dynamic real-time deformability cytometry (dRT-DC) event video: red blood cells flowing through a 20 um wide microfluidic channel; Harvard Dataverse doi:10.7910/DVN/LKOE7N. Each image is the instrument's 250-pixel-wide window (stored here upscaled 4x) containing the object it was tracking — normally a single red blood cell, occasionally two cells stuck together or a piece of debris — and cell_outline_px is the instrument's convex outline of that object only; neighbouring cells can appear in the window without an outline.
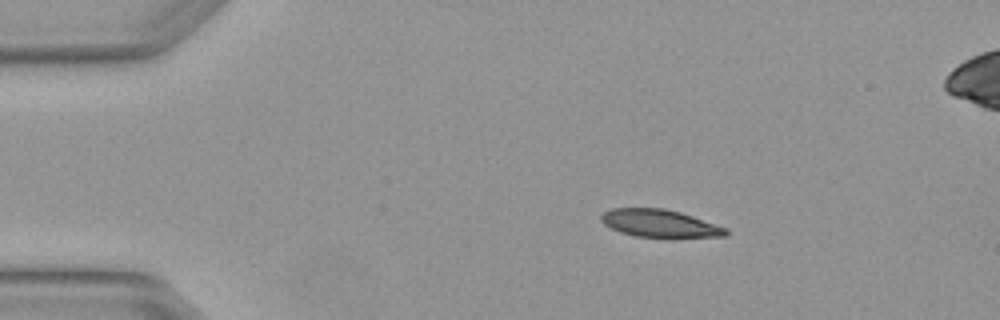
{"species": "Egyptian fruit bat (a non-hibernating species)", "species_latin": "Rousettus aegyptiacus", "temperature_condition": "warm", "stored_images_in_passage": 5, "camera_frame_rate_fps": 3000, "um_per_image_px": 0.085, "animal": {"sex": "female"}, "frame": {"image": 1, "passage_image": 2, "time_ms": 0.333, "image_size_px": [1000, 320], "cell_outline_px": [[728, 236], [672, 240], [636, 236], [620, 232], [604, 224], [600, 220], [600, 216], [604, 212], [612, 208], [664, 208], [680, 212], [728, 228]], "centroid_in_image_um": [56.15, 19.04], "position_along_channel_um": 28.8, "area_um2": 20.98}}
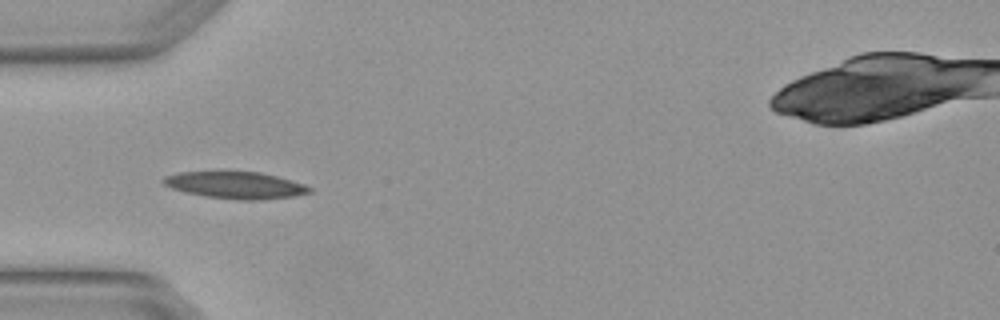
{"frame": {"image": 2, "passage_image": 4, "time_ms": 1.0, "image_size_px": [1000, 320], "cell_outline_px": [[312, 192], [292, 196], [260, 200], [236, 200], [204, 196], [172, 188], [164, 184], [160, 180], [164, 176], [180, 172], [260, 172], [292, 180], [304, 184], [312, 188]], "centroid_in_image_um": [20.03, 15.74], "position_along_channel_um": 65.0, "area_um2": 22.77}}
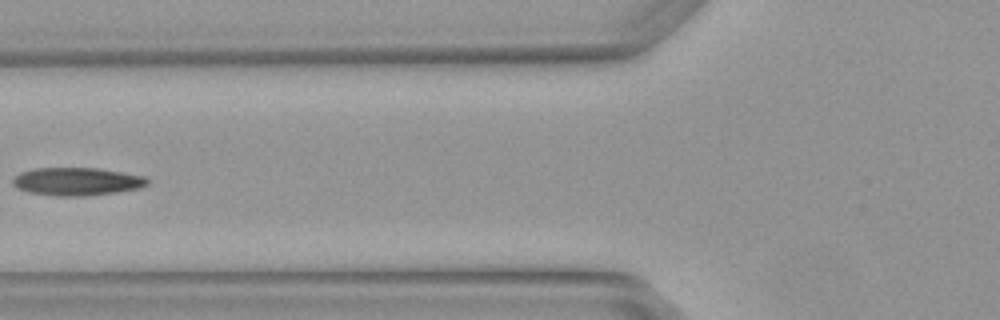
{"frame": {"image": 3, "passage_image": 5, "time_ms": 1.333, "image_size_px": [1000, 320], "cell_outline_px": [[148, 184], [140, 188], [116, 192], [84, 196], [56, 196], [28, 192], [16, 188], [12, 184], [12, 176], [20, 172], [32, 168], [96, 168], [144, 176], [148, 180]], "centroid_in_image_um": [6.46, 15.43], "position_along_channel_um": 119.3, "area_um2": 22.02}}